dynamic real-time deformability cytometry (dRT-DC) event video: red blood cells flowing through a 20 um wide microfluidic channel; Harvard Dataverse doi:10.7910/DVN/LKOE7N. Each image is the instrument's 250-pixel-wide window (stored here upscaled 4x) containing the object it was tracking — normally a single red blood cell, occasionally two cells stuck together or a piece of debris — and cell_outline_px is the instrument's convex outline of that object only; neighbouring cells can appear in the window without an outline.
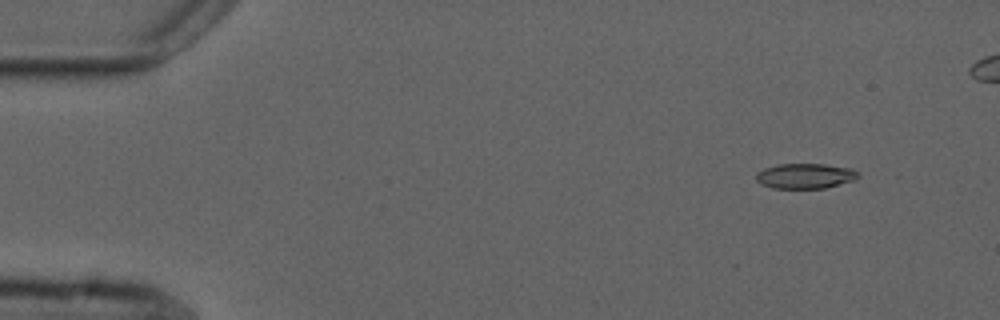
{"species": "common noctule bat (a hibernating species)", "species_latin": "Nyctalus noctula", "temperature_condition": "cold", "stored_images_in_passage": 19, "camera_frame_rate_fps": 3000, "um_per_image_px": 0.085, "animal": {"sex": "male", "forearm_length_mm": 52.5}, "frame": {"image": 1, "passage_image": 6, "time_ms": 1.667, "image_size_px": [1000, 320], "cell_outline_px": [[860, 176], [856, 180], [824, 188], [772, 188], [760, 184], [756, 180], [756, 172], [764, 168], [776, 164], [824, 164], [852, 168], [860, 172]], "centroid_in_image_um": [68.46, 14.95], "position_along_channel_um": 16.5, "area_um2": 15.2}}